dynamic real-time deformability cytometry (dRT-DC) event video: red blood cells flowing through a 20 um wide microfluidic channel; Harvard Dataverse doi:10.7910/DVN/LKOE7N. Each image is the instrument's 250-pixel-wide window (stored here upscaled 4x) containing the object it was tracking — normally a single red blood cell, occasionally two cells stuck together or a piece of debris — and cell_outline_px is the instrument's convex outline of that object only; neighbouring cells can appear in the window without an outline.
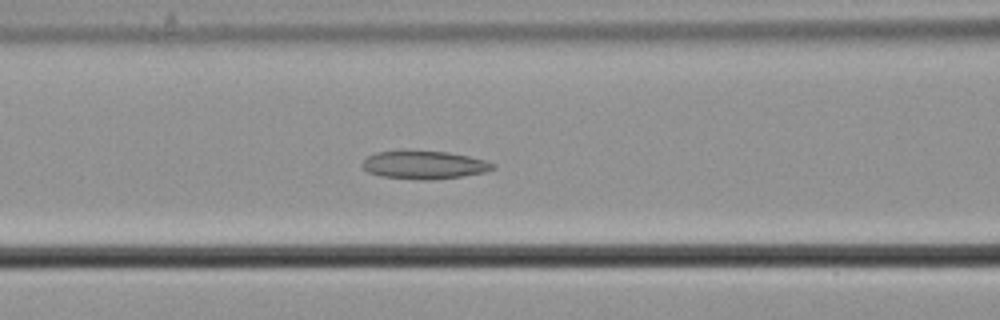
{"species": "common noctule bat (a hibernating species)", "species_latin": "Nyctalus noctula", "temperature_condition": "cold", "stored_images_in_passage": 46, "camera_frame_rate_fps": 3000, "um_per_image_px": 0.085, "animal": {"sex": "male", "body_mass_g": 21.5, "forearm_length_mm": 52.0}, "frame": {"image": 1, "passage_image": 12, "time_ms": 3.667, "image_size_px": [1000, 320], "cell_outline_px": [[496, 168], [488, 172], [460, 176], [428, 180], [420, 180], [380, 176], [368, 172], [360, 164], [368, 156], [376, 152], [448, 152], [468, 156], [484, 160], [496, 164]], "centroid_in_image_um": [36.09, 14.04], "position_along_channel_um": 130.5, "area_um2": 21.04}}
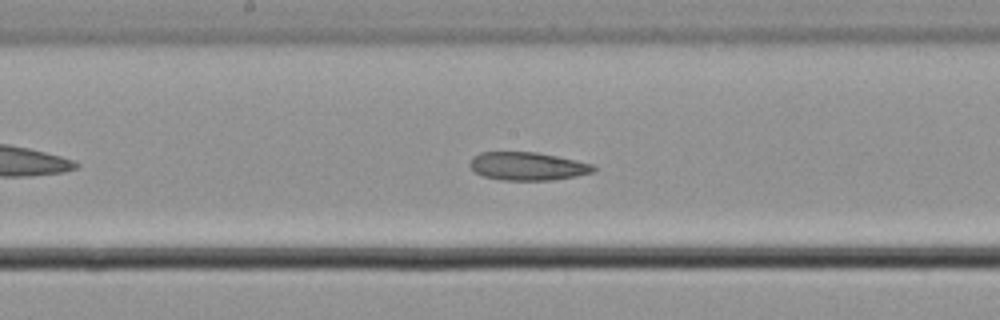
{"frame": {"image": 2, "passage_image": 18, "time_ms": 5.667, "image_size_px": [1000, 320], "cell_outline_px": [[596, 172], [576, 176], [552, 180], [504, 180], [484, 176], [476, 172], [468, 164], [472, 156], [480, 152], [536, 152], [576, 160], [592, 164], [596, 168]], "centroid_in_image_um": [44.85, 14.12], "position_along_channel_um": 203.4, "area_um2": 20.29}}
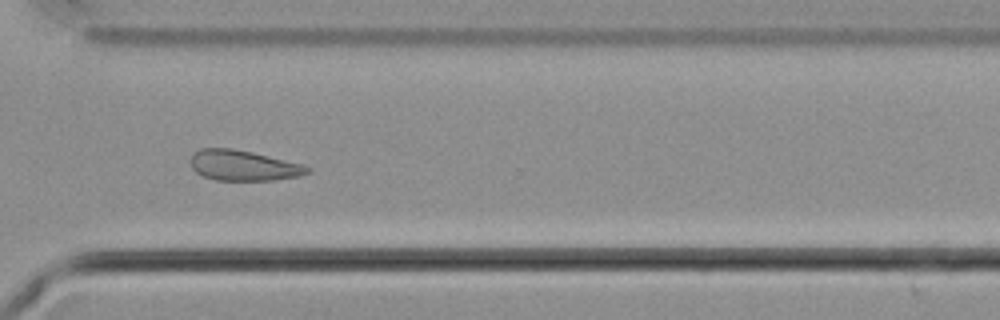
{"frame": {"image": 3, "passage_image": 30, "time_ms": 9.667, "image_size_px": [1000, 320], "cell_outline_px": [[312, 172], [300, 176], [272, 180], [216, 180], [204, 176], [196, 172], [192, 168], [192, 152], [200, 148], [232, 148], [252, 152], [304, 164], [312, 168]], "centroid_in_image_um": [20.73, 14.06], "position_along_channel_um": 349.9, "area_um2": 20.81}}